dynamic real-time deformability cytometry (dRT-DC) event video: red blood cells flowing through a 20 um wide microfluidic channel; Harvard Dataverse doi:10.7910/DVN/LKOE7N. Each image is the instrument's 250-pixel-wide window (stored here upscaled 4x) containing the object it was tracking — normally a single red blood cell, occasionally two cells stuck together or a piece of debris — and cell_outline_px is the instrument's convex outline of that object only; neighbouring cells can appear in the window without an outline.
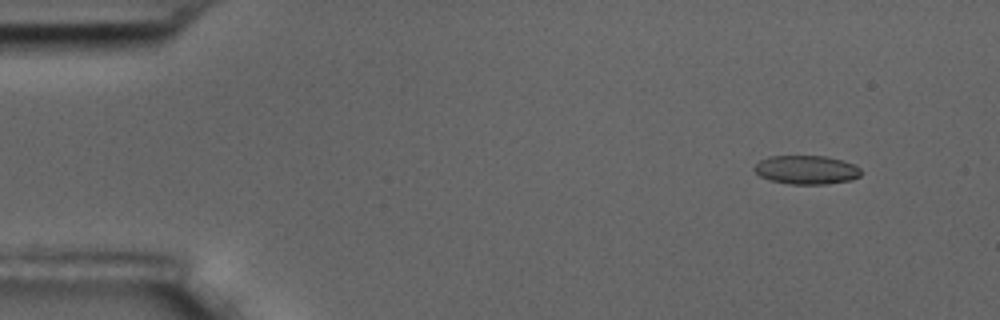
{"species": "common noctule bat (a hibernating species)", "species_latin": "Nyctalus noctula", "temperature_condition": "room temperature", "stored_images_in_passage": 4, "camera_frame_rate_fps": 3000, "um_per_image_px": 0.085, "animal": {"sex": "male", "body_mass_g": 17.5, "forearm_length_mm": 52.3}, "frame": {"image": 1, "passage_image": 1, "time_ms": 0.0, "image_size_px": [1000, 320], "cell_outline_px": [[860, 176], [852, 180], [824, 184], [788, 184], [768, 180], [760, 176], [752, 168], [760, 160], [768, 156], [824, 156], [844, 160], [860, 168]], "centroid_in_image_um": [68.52, 14.43], "position_along_channel_um": 16.5, "area_um2": 17.98}}
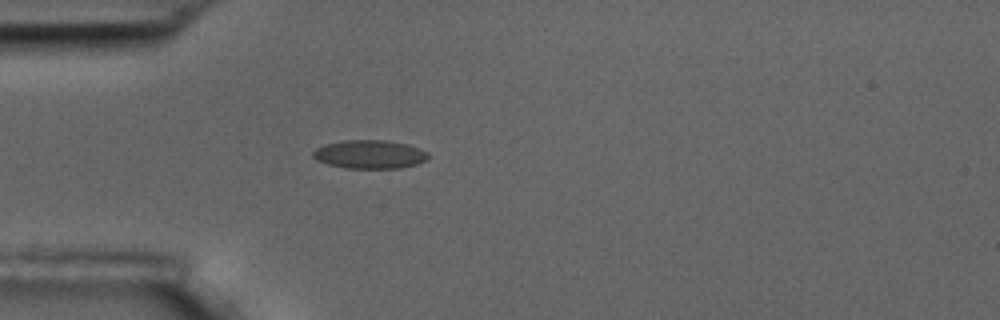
{"frame": {"image": 2, "passage_image": 4, "time_ms": 3.667, "image_size_px": [1000, 320], "cell_outline_px": [[428, 160], [416, 164], [400, 168], [344, 168], [328, 164], [316, 160], [312, 156], [312, 152], [316, 148], [324, 144], [344, 140], [384, 140], [408, 144], [428, 152]], "centroid_in_image_um": [31.41, 13.12], "position_along_channel_um": 53.6, "area_um2": 19.25}}